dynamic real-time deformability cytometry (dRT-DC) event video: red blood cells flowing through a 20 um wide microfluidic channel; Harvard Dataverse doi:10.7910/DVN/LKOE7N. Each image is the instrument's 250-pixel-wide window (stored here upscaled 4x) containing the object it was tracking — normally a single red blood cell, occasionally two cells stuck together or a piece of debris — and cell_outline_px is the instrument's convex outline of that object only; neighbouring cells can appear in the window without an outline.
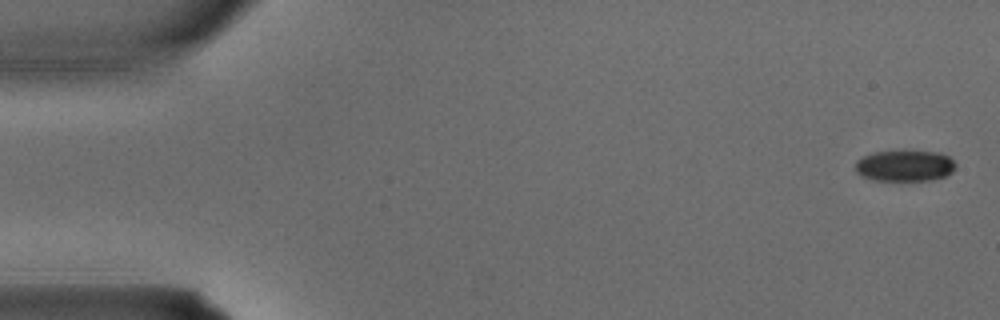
{"species": "common noctule bat (a hibernating species)", "species_latin": "Nyctalus noctula", "temperature_condition": "warm", "stored_images_in_passage": 3, "camera_frame_rate_fps": 3000, "um_per_image_px": 0.085, "animal": {"sex": "male", "body_mass_g": 15.6}, "frame": {"image": 1, "passage_image": 1, "time_ms": 0.0, "image_size_px": [1000, 320], "cell_outline_px": [[956, 168], [948, 176], [928, 180], [872, 180], [860, 176], [856, 172], [856, 160], [872, 152], [904, 148], [936, 152], [948, 156], [956, 164]], "centroid_in_image_um": [76.9, 14.05], "position_along_channel_um": 8.1, "area_um2": 18.96}}
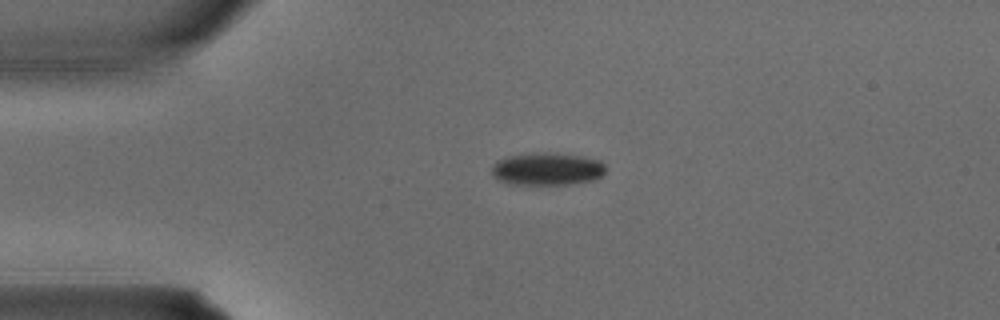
{"frame": {"image": 2, "passage_image": 3, "time_ms": 0.667, "image_size_px": [1000, 320], "cell_outline_px": [[604, 172], [596, 180], [572, 184], [508, 184], [496, 180], [492, 176], [492, 164], [496, 160], [508, 156], [544, 152], [548, 152], [584, 156], [600, 160], [604, 164]], "centroid_in_image_um": [46.48, 14.37], "position_along_channel_um": 38.5, "area_um2": 21.91}}